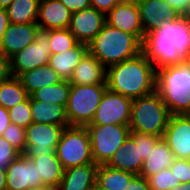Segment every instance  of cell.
Masks as SVG:
<instances>
[{
	"label": "cell",
	"mask_w": 190,
	"mask_h": 190,
	"mask_svg": "<svg viewBox=\"0 0 190 190\" xmlns=\"http://www.w3.org/2000/svg\"><path fill=\"white\" fill-rule=\"evenodd\" d=\"M5 170L6 190H30L43 186L35 163L25 154H19Z\"/></svg>",
	"instance_id": "7c38bea8"
},
{
	"label": "cell",
	"mask_w": 190,
	"mask_h": 190,
	"mask_svg": "<svg viewBox=\"0 0 190 190\" xmlns=\"http://www.w3.org/2000/svg\"><path fill=\"white\" fill-rule=\"evenodd\" d=\"M39 30L37 23H10L3 35L0 51L8 58L13 57L17 52L35 41V36Z\"/></svg>",
	"instance_id": "2e32d148"
},
{
	"label": "cell",
	"mask_w": 190,
	"mask_h": 190,
	"mask_svg": "<svg viewBox=\"0 0 190 190\" xmlns=\"http://www.w3.org/2000/svg\"><path fill=\"white\" fill-rule=\"evenodd\" d=\"M90 2L92 8L106 15L118 4V0H90Z\"/></svg>",
	"instance_id": "ab89813d"
},
{
	"label": "cell",
	"mask_w": 190,
	"mask_h": 190,
	"mask_svg": "<svg viewBox=\"0 0 190 190\" xmlns=\"http://www.w3.org/2000/svg\"><path fill=\"white\" fill-rule=\"evenodd\" d=\"M55 153L64 170L94 163L87 128L80 126L65 127Z\"/></svg>",
	"instance_id": "52a82bcc"
},
{
	"label": "cell",
	"mask_w": 190,
	"mask_h": 190,
	"mask_svg": "<svg viewBox=\"0 0 190 190\" xmlns=\"http://www.w3.org/2000/svg\"><path fill=\"white\" fill-rule=\"evenodd\" d=\"M130 136L134 139L135 144H139L140 156L145 160L148 158L151 149L155 143L161 138L153 134H144L139 132H130Z\"/></svg>",
	"instance_id": "e575fe53"
},
{
	"label": "cell",
	"mask_w": 190,
	"mask_h": 190,
	"mask_svg": "<svg viewBox=\"0 0 190 190\" xmlns=\"http://www.w3.org/2000/svg\"><path fill=\"white\" fill-rule=\"evenodd\" d=\"M92 157L97 165L106 164L130 135L127 125H87Z\"/></svg>",
	"instance_id": "ba28073f"
},
{
	"label": "cell",
	"mask_w": 190,
	"mask_h": 190,
	"mask_svg": "<svg viewBox=\"0 0 190 190\" xmlns=\"http://www.w3.org/2000/svg\"><path fill=\"white\" fill-rule=\"evenodd\" d=\"M48 39L51 55L71 49L77 43L75 36L68 28L48 30Z\"/></svg>",
	"instance_id": "4dcf8cb0"
},
{
	"label": "cell",
	"mask_w": 190,
	"mask_h": 190,
	"mask_svg": "<svg viewBox=\"0 0 190 190\" xmlns=\"http://www.w3.org/2000/svg\"><path fill=\"white\" fill-rule=\"evenodd\" d=\"M0 190H6V170L0 169Z\"/></svg>",
	"instance_id": "f6af8a7d"
},
{
	"label": "cell",
	"mask_w": 190,
	"mask_h": 190,
	"mask_svg": "<svg viewBox=\"0 0 190 190\" xmlns=\"http://www.w3.org/2000/svg\"><path fill=\"white\" fill-rule=\"evenodd\" d=\"M71 11L60 0H41L36 23L40 30L67 29Z\"/></svg>",
	"instance_id": "ac0fdd59"
},
{
	"label": "cell",
	"mask_w": 190,
	"mask_h": 190,
	"mask_svg": "<svg viewBox=\"0 0 190 190\" xmlns=\"http://www.w3.org/2000/svg\"><path fill=\"white\" fill-rule=\"evenodd\" d=\"M12 76L10 58L6 57L0 51V83L6 81Z\"/></svg>",
	"instance_id": "60d3db41"
},
{
	"label": "cell",
	"mask_w": 190,
	"mask_h": 190,
	"mask_svg": "<svg viewBox=\"0 0 190 190\" xmlns=\"http://www.w3.org/2000/svg\"><path fill=\"white\" fill-rule=\"evenodd\" d=\"M182 64L190 72V49L188 50L186 57L182 60Z\"/></svg>",
	"instance_id": "7dc6e473"
},
{
	"label": "cell",
	"mask_w": 190,
	"mask_h": 190,
	"mask_svg": "<svg viewBox=\"0 0 190 190\" xmlns=\"http://www.w3.org/2000/svg\"><path fill=\"white\" fill-rule=\"evenodd\" d=\"M71 85L69 80H62L59 83L41 88L33 92L29 97L30 100L41 101L44 103L62 105L66 108Z\"/></svg>",
	"instance_id": "f546056e"
},
{
	"label": "cell",
	"mask_w": 190,
	"mask_h": 190,
	"mask_svg": "<svg viewBox=\"0 0 190 190\" xmlns=\"http://www.w3.org/2000/svg\"><path fill=\"white\" fill-rule=\"evenodd\" d=\"M144 35L165 20H175L180 15L164 0H137Z\"/></svg>",
	"instance_id": "e0dca14e"
},
{
	"label": "cell",
	"mask_w": 190,
	"mask_h": 190,
	"mask_svg": "<svg viewBox=\"0 0 190 190\" xmlns=\"http://www.w3.org/2000/svg\"><path fill=\"white\" fill-rule=\"evenodd\" d=\"M71 13L89 9L91 7L90 0H60Z\"/></svg>",
	"instance_id": "f35d334b"
},
{
	"label": "cell",
	"mask_w": 190,
	"mask_h": 190,
	"mask_svg": "<svg viewBox=\"0 0 190 190\" xmlns=\"http://www.w3.org/2000/svg\"><path fill=\"white\" fill-rule=\"evenodd\" d=\"M166 1L180 16L190 17V0H164Z\"/></svg>",
	"instance_id": "74e56055"
},
{
	"label": "cell",
	"mask_w": 190,
	"mask_h": 190,
	"mask_svg": "<svg viewBox=\"0 0 190 190\" xmlns=\"http://www.w3.org/2000/svg\"><path fill=\"white\" fill-rule=\"evenodd\" d=\"M48 30H39L35 41L10 58L11 74L19 77L26 71L49 63L51 55Z\"/></svg>",
	"instance_id": "9c48e42d"
},
{
	"label": "cell",
	"mask_w": 190,
	"mask_h": 190,
	"mask_svg": "<svg viewBox=\"0 0 190 190\" xmlns=\"http://www.w3.org/2000/svg\"><path fill=\"white\" fill-rule=\"evenodd\" d=\"M170 169L180 184L190 182V159L175 158Z\"/></svg>",
	"instance_id": "d590c367"
},
{
	"label": "cell",
	"mask_w": 190,
	"mask_h": 190,
	"mask_svg": "<svg viewBox=\"0 0 190 190\" xmlns=\"http://www.w3.org/2000/svg\"><path fill=\"white\" fill-rule=\"evenodd\" d=\"M107 85H71L66 115L69 126L89 125L101 102Z\"/></svg>",
	"instance_id": "8992f818"
},
{
	"label": "cell",
	"mask_w": 190,
	"mask_h": 190,
	"mask_svg": "<svg viewBox=\"0 0 190 190\" xmlns=\"http://www.w3.org/2000/svg\"><path fill=\"white\" fill-rule=\"evenodd\" d=\"M2 137L5 138L20 154L26 152V129L24 127L11 123L4 131Z\"/></svg>",
	"instance_id": "836d02e7"
},
{
	"label": "cell",
	"mask_w": 190,
	"mask_h": 190,
	"mask_svg": "<svg viewBox=\"0 0 190 190\" xmlns=\"http://www.w3.org/2000/svg\"><path fill=\"white\" fill-rule=\"evenodd\" d=\"M130 2H137V0H118V3H130Z\"/></svg>",
	"instance_id": "816d5d0a"
},
{
	"label": "cell",
	"mask_w": 190,
	"mask_h": 190,
	"mask_svg": "<svg viewBox=\"0 0 190 190\" xmlns=\"http://www.w3.org/2000/svg\"><path fill=\"white\" fill-rule=\"evenodd\" d=\"M11 124L9 111L0 106V137L3 136L4 131Z\"/></svg>",
	"instance_id": "7bdbcfd3"
},
{
	"label": "cell",
	"mask_w": 190,
	"mask_h": 190,
	"mask_svg": "<svg viewBox=\"0 0 190 190\" xmlns=\"http://www.w3.org/2000/svg\"><path fill=\"white\" fill-rule=\"evenodd\" d=\"M19 78L28 96L41 88L49 87L62 81V78L49 66V64L26 71L21 74Z\"/></svg>",
	"instance_id": "cb8c5ba5"
},
{
	"label": "cell",
	"mask_w": 190,
	"mask_h": 190,
	"mask_svg": "<svg viewBox=\"0 0 190 190\" xmlns=\"http://www.w3.org/2000/svg\"><path fill=\"white\" fill-rule=\"evenodd\" d=\"M125 190H151L148 181L141 175H135L126 186Z\"/></svg>",
	"instance_id": "b9f144b4"
},
{
	"label": "cell",
	"mask_w": 190,
	"mask_h": 190,
	"mask_svg": "<svg viewBox=\"0 0 190 190\" xmlns=\"http://www.w3.org/2000/svg\"><path fill=\"white\" fill-rule=\"evenodd\" d=\"M32 120L41 124L68 125L66 108L62 105L48 104L30 100Z\"/></svg>",
	"instance_id": "d4e9b609"
},
{
	"label": "cell",
	"mask_w": 190,
	"mask_h": 190,
	"mask_svg": "<svg viewBox=\"0 0 190 190\" xmlns=\"http://www.w3.org/2000/svg\"><path fill=\"white\" fill-rule=\"evenodd\" d=\"M142 42L134 35L106 23L88 44V51L107 69L141 53Z\"/></svg>",
	"instance_id": "3957f363"
},
{
	"label": "cell",
	"mask_w": 190,
	"mask_h": 190,
	"mask_svg": "<svg viewBox=\"0 0 190 190\" xmlns=\"http://www.w3.org/2000/svg\"><path fill=\"white\" fill-rule=\"evenodd\" d=\"M41 0H14L7 8L10 23H36Z\"/></svg>",
	"instance_id": "83f0119b"
},
{
	"label": "cell",
	"mask_w": 190,
	"mask_h": 190,
	"mask_svg": "<svg viewBox=\"0 0 190 190\" xmlns=\"http://www.w3.org/2000/svg\"><path fill=\"white\" fill-rule=\"evenodd\" d=\"M107 88L132 100L156 90V70L143 53L106 69Z\"/></svg>",
	"instance_id": "7a4b0ae2"
},
{
	"label": "cell",
	"mask_w": 190,
	"mask_h": 190,
	"mask_svg": "<svg viewBox=\"0 0 190 190\" xmlns=\"http://www.w3.org/2000/svg\"><path fill=\"white\" fill-rule=\"evenodd\" d=\"M143 161L142 156H140L139 144H135L134 139L129 135L122 147L117 149L106 165L139 175Z\"/></svg>",
	"instance_id": "ffe728a7"
},
{
	"label": "cell",
	"mask_w": 190,
	"mask_h": 190,
	"mask_svg": "<svg viewBox=\"0 0 190 190\" xmlns=\"http://www.w3.org/2000/svg\"><path fill=\"white\" fill-rule=\"evenodd\" d=\"M171 190H190V182L176 185Z\"/></svg>",
	"instance_id": "c3c4849f"
},
{
	"label": "cell",
	"mask_w": 190,
	"mask_h": 190,
	"mask_svg": "<svg viewBox=\"0 0 190 190\" xmlns=\"http://www.w3.org/2000/svg\"><path fill=\"white\" fill-rule=\"evenodd\" d=\"M69 83L70 85H107L106 68L88 51L74 69Z\"/></svg>",
	"instance_id": "d6986e66"
},
{
	"label": "cell",
	"mask_w": 190,
	"mask_h": 190,
	"mask_svg": "<svg viewBox=\"0 0 190 190\" xmlns=\"http://www.w3.org/2000/svg\"><path fill=\"white\" fill-rule=\"evenodd\" d=\"M87 52L88 45L77 42L71 49L50 55L48 64L62 80H69Z\"/></svg>",
	"instance_id": "44dd1931"
},
{
	"label": "cell",
	"mask_w": 190,
	"mask_h": 190,
	"mask_svg": "<svg viewBox=\"0 0 190 190\" xmlns=\"http://www.w3.org/2000/svg\"><path fill=\"white\" fill-rule=\"evenodd\" d=\"M96 163L75 166L64 170L61 190H90L96 183Z\"/></svg>",
	"instance_id": "7402d4cb"
},
{
	"label": "cell",
	"mask_w": 190,
	"mask_h": 190,
	"mask_svg": "<svg viewBox=\"0 0 190 190\" xmlns=\"http://www.w3.org/2000/svg\"><path fill=\"white\" fill-rule=\"evenodd\" d=\"M106 24V14L90 7L71 14L69 31L78 43L88 45Z\"/></svg>",
	"instance_id": "4fadbf2b"
},
{
	"label": "cell",
	"mask_w": 190,
	"mask_h": 190,
	"mask_svg": "<svg viewBox=\"0 0 190 190\" xmlns=\"http://www.w3.org/2000/svg\"><path fill=\"white\" fill-rule=\"evenodd\" d=\"M106 23L129 34L141 42L145 37L137 2L118 3L107 15Z\"/></svg>",
	"instance_id": "9a60e30c"
},
{
	"label": "cell",
	"mask_w": 190,
	"mask_h": 190,
	"mask_svg": "<svg viewBox=\"0 0 190 190\" xmlns=\"http://www.w3.org/2000/svg\"><path fill=\"white\" fill-rule=\"evenodd\" d=\"M10 21L8 19V13L5 8H0V44Z\"/></svg>",
	"instance_id": "ee69618b"
},
{
	"label": "cell",
	"mask_w": 190,
	"mask_h": 190,
	"mask_svg": "<svg viewBox=\"0 0 190 190\" xmlns=\"http://www.w3.org/2000/svg\"><path fill=\"white\" fill-rule=\"evenodd\" d=\"M14 0H0V8H7Z\"/></svg>",
	"instance_id": "681fc988"
},
{
	"label": "cell",
	"mask_w": 190,
	"mask_h": 190,
	"mask_svg": "<svg viewBox=\"0 0 190 190\" xmlns=\"http://www.w3.org/2000/svg\"><path fill=\"white\" fill-rule=\"evenodd\" d=\"M156 91L171 115L190 114V72L182 63L156 70Z\"/></svg>",
	"instance_id": "277c9868"
},
{
	"label": "cell",
	"mask_w": 190,
	"mask_h": 190,
	"mask_svg": "<svg viewBox=\"0 0 190 190\" xmlns=\"http://www.w3.org/2000/svg\"><path fill=\"white\" fill-rule=\"evenodd\" d=\"M19 154L5 138L0 137V169H6Z\"/></svg>",
	"instance_id": "8d00e7d4"
},
{
	"label": "cell",
	"mask_w": 190,
	"mask_h": 190,
	"mask_svg": "<svg viewBox=\"0 0 190 190\" xmlns=\"http://www.w3.org/2000/svg\"><path fill=\"white\" fill-rule=\"evenodd\" d=\"M30 190H61L59 185H43Z\"/></svg>",
	"instance_id": "bcb514c9"
},
{
	"label": "cell",
	"mask_w": 190,
	"mask_h": 190,
	"mask_svg": "<svg viewBox=\"0 0 190 190\" xmlns=\"http://www.w3.org/2000/svg\"><path fill=\"white\" fill-rule=\"evenodd\" d=\"M135 174L114 169L106 164L98 165L96 183L105 190H125Z\"/></svg>",
	"instance_id": "4316f807"
},
{
	"label": "cell",
	"mask_w": 190,
	"mask_h": 190,
	"mask_svg": "<svg viewBox=\"0 0 190 190\" xmlns=\"http://www.w3.org/2000/svg\"><path fill=\"white\" fill-rule=\"evenodd\" d=\"M69 125L41 124L33 122L26 128L27 157L56 154V146L65 127Z\"/></svg>",
	"instance_id": "8fae6325"
},
{
	"label": "cell",
	"mask_w": 190,
	"mask_h": 190,
	"mask_svg": "<svg viewBox=\"0 0 190 190\" xmlns=\"http://www.w3.org/2000/svg\"><path fill=\"white\" fill-rule=\"evenodd\" d=\"M90 190H105L99 184L95 183Z\"/></svg>",
	"instance_id": "f907efd6"
},
{
	"label": "cell",
	"mask_w": 190,
	"mask_h": 190,
	"mask_svg": "<svg viewBox=\"0 0 190 190\" xmlns=\"http://www.w3.org/2000/svg\"><path fill=\"white\" fill-rule=\"evenodd\" d=\"M28 97L19 77L11 76L0 83V106L7 110L22 103Z\"/></svg>",
	"instance_id": "f1b7e54d"
},
{
	"label": "cell",
	"mask_w": 190,
	"mask_h": 190,
	"mask_svg": "<svg viewBox=\"0 0 190 190\" xmlns=\"http://www.w3.org/2000/svg\"><path fill=\"white\" fill-rule=\"evenodd\" d=\"M190 49V17L179 16L165 20L157 28L146 33L141 52L155 70L178 65Z\"/></svg>",
	"instance_id": "6da1fadb"
},
{
	"label": "cell",
	"mask_w": 190,
	"mask_h": 190,
	"mask_svg": "<svg viewBox=\"0 0 190 190\" xmlns=\"http://www.w3.org/2000/svg\"><path fill=\"white\" fill-rule=\"evenodd\" d=\"M162 138L175 158L190 159V114L171 115Z\"/></svg>",
	"instance_id": "5bb4252c"
},
{
	"label": "cell",
	"mask_w": 190,
	"mask_h": 190,
	"mask_svg": "<svg viewBox=\"0 0 190 190\" xmlns=\"http://www.w3.org/2000/svg\"><path fill=\"white\" fill-rule=\"evenodd\" d=\"M147 181L151 190H171L180 184L171 169L161 170L156 175L149 177Z\"/></svg>",
	"instance_id": "d6a6232c"
},
{
	"label": "cell",
	"mask_w": 190,
	"mask_h": 190,
	"mask_svg": "<svg viewBox=\"0 0 190 190\" xmlns=\"http://www.w3.org/2000/svg\"><path fill=\"white\" fill-rule=\"evenodd\" d=\"M174 160L175 156L167 142L163 138H160L155 143L154 148L151 149L148 158L143 161L139 175L148 179L161 170L170 169Z\"/></svg>",
	"instance_id": "603a6c76"
},
{
	"label": "cell",
	"mask_w": 190,
	"mask_h": 190,
	"mask_svg": "<svg viewBox=\"0 0 190 190\" xmlns=\"http://www.w3.org/2000/svg\"><path fill=\"white\" fill-rule=\"evenodd\" d=\"M132 101V99L107 88L89 125L129 126Z\"/></svg>",
	"instance_id": "30bf717a"
},
{
	"label": "cell",
	"mask_w": 190,
	"mask_h": 190,
	"mask_svg": "<svg viewBox=\"0 0 190 190\" xmlns=\"http://www.w3.org/2000/svg\"><path fill=\"white\" fill-rule=\"evenodd\" d=\"M170 116L166 104L155 90L132 101L130 132L153 134L162 138Z\"/></svg>",
	"instance_id": "5b68a950"
},
{
	"label": "cell",
	"mask_w": 190,
	"mask_h": 190,
	"mask_svg": "<svg viewBox=\"0 0 190 190\" xmlns=\"http://www.w3.org/2000/svg\"><path fill=\"white\" fill-rule=\"evenodd\" d=\"M33 160L42 179L43 185H60L64 168L56 154L28 157Z\"/></svg>",
	"instance_id": "484cf974"
},
{
	"label": "cell",
	"mask_w": 190,
	"mask_h": 190,
	"mask_svg": "<svg viewBox=\"0 0 190 190\" xmlns=\"http://www.w3.org/2000/svg\"><path fill=\"white\" fill-rule=\"evenodd\" d=\"M9 111L11 123L17 126L24 127L25 129L33 123L30 97H28L22 103L12 107Z\"/></svg>",
	"instance_id": "1f68e13d"
}]
</instances>
